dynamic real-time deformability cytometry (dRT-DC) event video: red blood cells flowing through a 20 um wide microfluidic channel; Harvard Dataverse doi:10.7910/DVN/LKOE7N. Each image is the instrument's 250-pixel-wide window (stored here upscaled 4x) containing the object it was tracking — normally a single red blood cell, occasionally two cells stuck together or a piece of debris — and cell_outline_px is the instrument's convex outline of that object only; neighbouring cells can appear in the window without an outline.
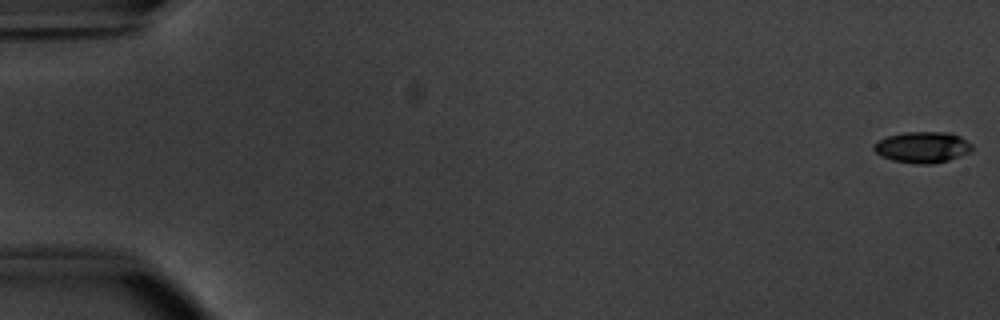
{"species": "common noctule bat (a hibernating species)", "species_latin": "Nyctalus noctula", "temperature_condition": "warm", "stored_images_in_passage": 54, "camera_frame_rate_fps": 3000, "um_per_image_px": 0.085, "animal": {"sex": "male", "body_mass_g": 20.1, "forearm_length_mm": 53.5}, "frame": {"image": 1, "passage_image": 1, "time_ms": 0.0, "image_size_px": [1000, 320], "cell_outline_px": [[972, 152], [948, 160], [932, 164], [912, 164], [892, 160], [880, 156], [872, 148], [880, 140], [888, 136], [904, 132], [952, 132], [960, 136], [972, 144]], "centroid_in_image_um": [78.44, 12.52], "position_along_channel_um": 6.6, "area_um2": 17.92}}
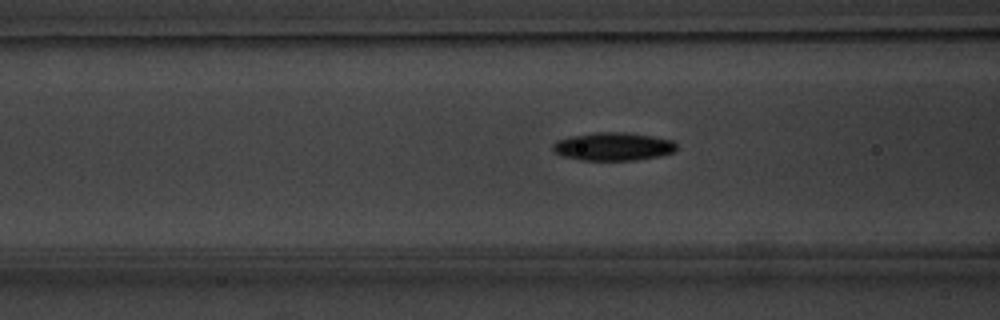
{"frame": {"image": 2, "passage_image": 22, "time_ms": 7.0, "image_size_px": [1000, 320], "cell_outline_px": [[676, 148], [672, 152], [660, 156], [636, 160], [580, 160], [564, 156], [552, 152], [552, 144], [556, 140], [568, 136], [596, 132], [628, 132], [652, 136], [672, 140], [676, 144]], "centroid_in_image_um": [52.07, 12.45], "position_along_channel_um": 114.5, "area_um2": 20.46}}
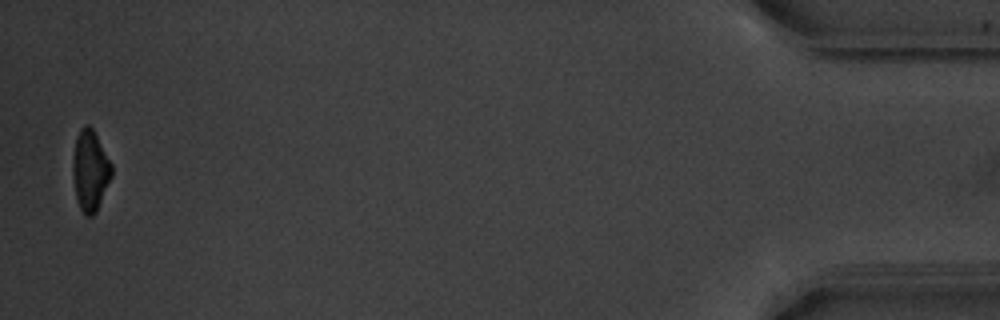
{"frame": {"image": 3, "passage_image": 53, "time_ms": 17.333, "image_size_px": [1000, 320], "cell_outline_px": [[112, 176], [96, 212], [92, 216], [84, 216], [76, 200], [72, 172], [72, 160], [76, 136], [80, 128], [84, 124], [88, 124], [92, 128], [112, 164]], "centroid_in_image_um": [7.65, 14.5], "position_along_channel_um": 427.6, "area_um2": 18.44}, "authors_computed_cell_mechanics": {"area_um2": 19.1318, "velocity_mm_per_s": 3.8486, "shape_relaxation_time_tau1_ms": 2.6044, "shape_relaxation_time_tau2_ms": null, "deformation_change_tau1": 0.1419, "deformation_change_tau2": null}}